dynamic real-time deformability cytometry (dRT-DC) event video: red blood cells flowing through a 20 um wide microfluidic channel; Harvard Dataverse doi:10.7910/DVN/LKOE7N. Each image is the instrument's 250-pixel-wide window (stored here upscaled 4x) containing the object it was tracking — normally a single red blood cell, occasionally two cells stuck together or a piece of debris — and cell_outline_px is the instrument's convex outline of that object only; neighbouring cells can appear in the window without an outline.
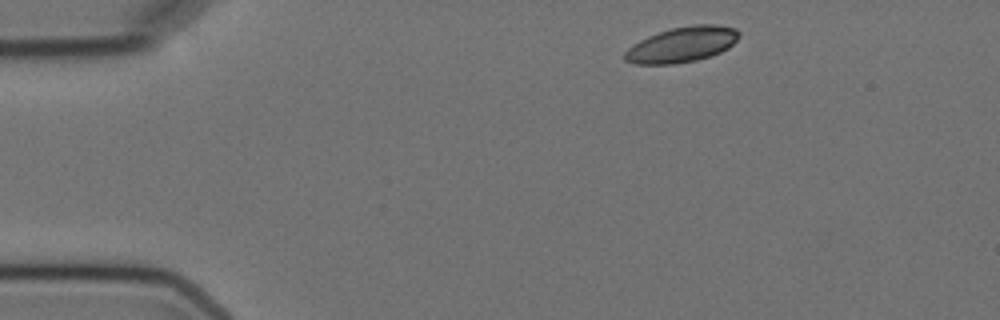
{"species": "Egyptian fruit bat (a non-hibernating species)", "species_latin": "Rousettus aegyptiacus", "temperature_condition": "cold", "stored_images_in_passage": 3, "camera_frame_rate_fps": 3000, "um_per_image_px": 0.085, "animal": {"sex": "female"}, "frame": {"image": 1, "passage_image": 1, "time_ms": 0.0, "image_size_px": [1000, 320], "cell_outline_px": [[740, 36], [728, 48], [720, 52], [696, 60], [676, 64], [636, 64], [624, 60], [624, 52], [628, 48], [640, 40], [648, 36], [672, 28], [692, 24], [716, 24], [736, 28], [740, 32]], "centroid_in_image_um": [57.98, 3.78], "position_along_channel_um": 27.0, "area_um2": 23.52}}